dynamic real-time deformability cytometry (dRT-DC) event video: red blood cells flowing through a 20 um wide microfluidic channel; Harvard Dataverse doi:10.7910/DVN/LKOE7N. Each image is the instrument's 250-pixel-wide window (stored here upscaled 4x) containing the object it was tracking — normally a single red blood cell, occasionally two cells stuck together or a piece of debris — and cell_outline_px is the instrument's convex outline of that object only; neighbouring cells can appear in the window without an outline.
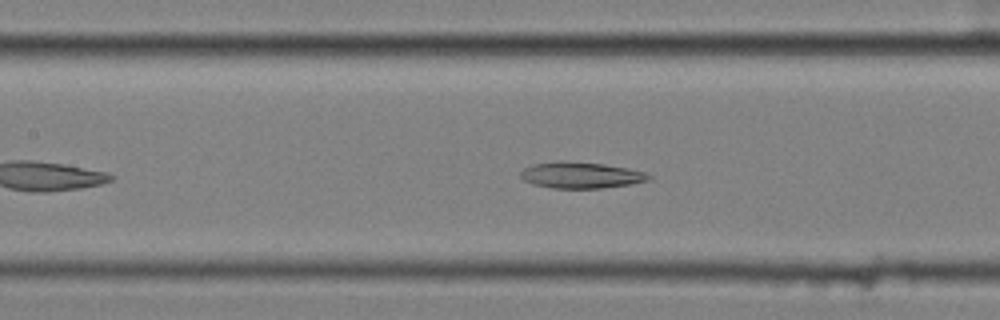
{"species": "common noctule bat (a hibernating species)", "species_latin": "Nyctalus noctula", "temperature_condition": "cold", "stored_images_in_passage": 45, "camera_frame_rate_fps": 3000, "um_per_image_px": 0.085, "animal": {"sex": "female", "body_mass_g": 25.1}, "frame": {"image": 1, "passage_image": 14, "time_ms": 4.333, "image_size_px": [1000, 320], "cell_outline_px": [[652, 180], [632, 184], [600, 188], [552, 188], [532, 184], [524, 180], [520, 176], [520, 172], [524, 168], [532, 164], [560, 160], [604, 164], [644, 172], [652, 176]], "centroid_in_image_um": [49.36, 14.89], "position_along_channel_um": 158.0, "area_um2": 19.65}}
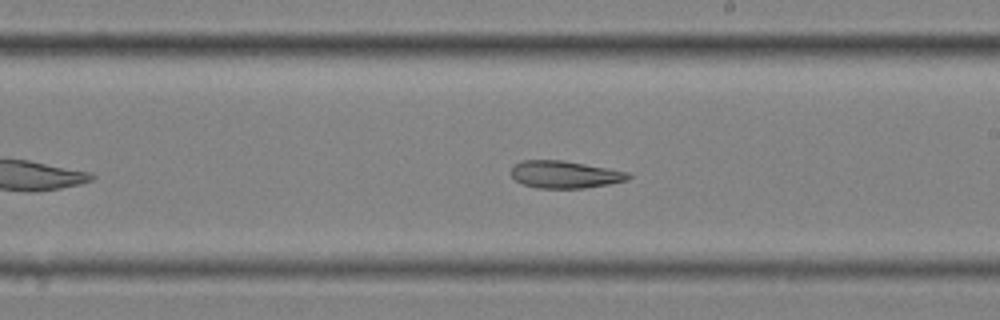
{"frame": {"image": 2, "passage_image": 21, "time_ms": 6.667, "image_size_px": [1000, 320], "cell_outline_px": [[632, 176], [628, 180], [608, 184], [584, 188], [536, 188], [524, 184], [516, 180], [512, 176], [512, 164], [520, 160], [560, 160], [608, 168], [628, 172]], "centroid_in_image_um": [48.0, 14.83], "position_along_channel_um": 241.0, "area_um2": 18.61}}
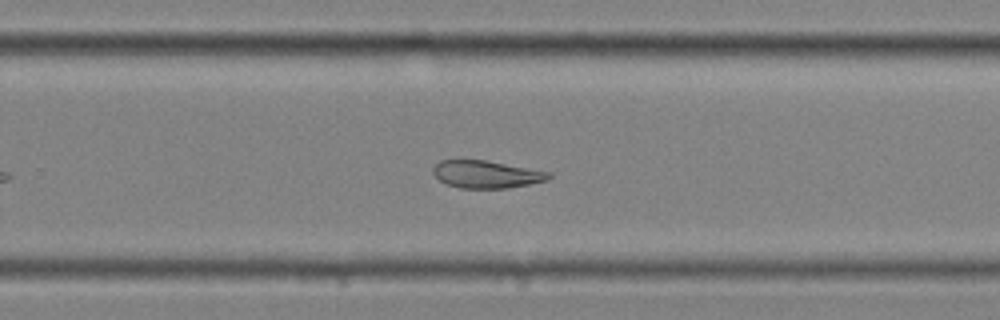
{"frame": {"image": 3, "passage_image": 25, "time_ms": 8.0, "image_size_px": [1000, 320], "cell_outline_px": [[552, 176], [548, 180], [508, 188], [460, 188], [444, 184], [432, 172], [432, 168], [440, 160], [484, 160], [552, 172]], "centroid_in_image_um": [41.34, 14.82], "position_along_channel_um": 288.5, "area_um2": 18.55}, "authors_computed_cell_mechanics": {"area_um2": 20.5768, "velocity_mm_per_s": 3.5625, "shape_relaxation_time_tau1_ms": null, "shape_relaxation_time_tau2_ms": 4.8789, "deformation_change_tau1": null, "deformation_change_tau2": 0.1401}}